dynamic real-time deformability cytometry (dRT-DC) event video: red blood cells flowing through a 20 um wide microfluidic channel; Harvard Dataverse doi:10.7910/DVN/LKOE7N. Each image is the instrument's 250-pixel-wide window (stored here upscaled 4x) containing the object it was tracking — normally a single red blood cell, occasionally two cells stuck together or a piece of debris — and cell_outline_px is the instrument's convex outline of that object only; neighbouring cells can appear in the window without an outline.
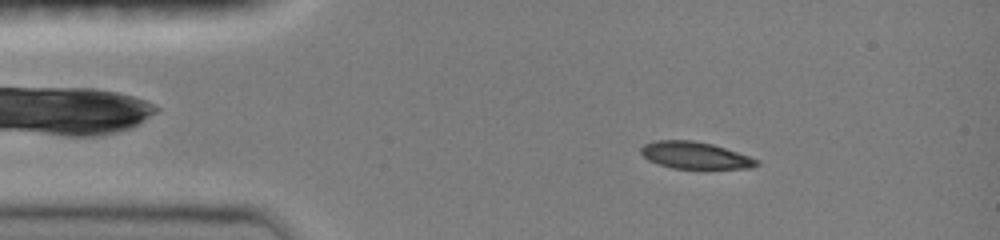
{"species": "common noctule bat (a hibernating species)", "species_latin": "Nyctalus noctula", "temperature_condition": "room temperature", "stored_images_in_passage": 46, "camera_frame_rate_fps": 3000, "um_per_image_px": 0.085, "animal": {"sex": "female", "body_mass_g": 19.0, "forearm_length_mm": 51.5}, "frame": {"image": 1, "passage_image": 7, "time_ms": 2.0, "image_size_px": [1000, 240], "cell_outline_px": [[760, 164], [752, 168], [672, 168], [648, 160], [640, 152], [640, 148], [644, 144], [656, 140], [692, 140], [712, 144], [760, 160]], "centroid_in_image_um": [59.07, 13.2], "position_along_channel_um": 25.9, "area_um2": 17.98}}
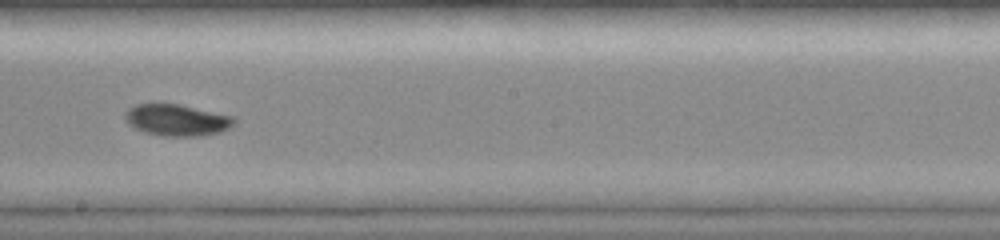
{"frame": {"image": 2, "passage_image": 26, "time_ms": 8.333, "image_size_px": [1000, 240], "cell_outline_px": [[236, 124], [220, 132], [196, 136], [164, 136], [144, 132], [128, 124], [124, 116], [124, 112], [128, 108], [136, 104], [160, 100], [180, 104], [232, 116], [236, 120]], "centroid_in_image_um": [14.97, 10.15], "position_along_channel_um": 233.2, "area_um2": 20.63}}
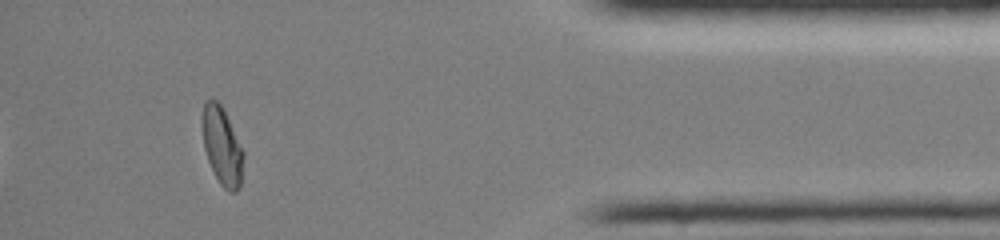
{"frame": {"image": 3, "passage_image": 42, "time_ms": 13.667, "image_size_px": [1000, 240], "cell_outline_px": [[244, 156], [240, 188], [236, 192], [228, 192], [220, 184], [208, 160], [204, 148], [200, 124], [200, 120], [204, 100], [216, 100], [224, 108], [244, 152]], "centroid_in_image_um": [18.86, 12.38], "position_along_channel_um": 416.3, "area_um2": 19.07}, "authors_computed_cell_mechanics": {"area_um2": 19.3052, "velocity_mm_per_s": 4.0667, "shape_relaxation_time_tau1_ms": 4.8901, "shape_relaxation_time_tau2_ms": 3.3932, "deformation_change_tau1": 0.1973, "deformation_change_tau2": 0.0484}}